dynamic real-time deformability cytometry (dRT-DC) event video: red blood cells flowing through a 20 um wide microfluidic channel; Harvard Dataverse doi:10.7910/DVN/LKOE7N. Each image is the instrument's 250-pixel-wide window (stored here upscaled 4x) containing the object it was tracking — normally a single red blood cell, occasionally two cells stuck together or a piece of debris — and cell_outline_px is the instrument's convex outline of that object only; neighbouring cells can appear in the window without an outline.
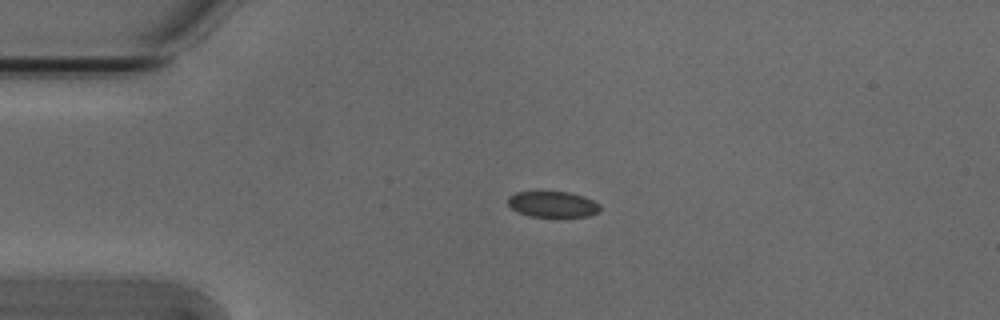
{"species": "Egyptian fruit bat (a non-hibernating species)", "species_latin": "Rousettus aegyptiacus", "temperature_condition": "cold", "stored_images_in_passage": 7, "camera_frame_rate_fps": 3000, "um_per_image_px": 0.085, "animal": {"sex": "male"}, "frame": {"image": 1, "passage_image": 2, "time_ms": 0.333, "image_size_px": [1000, 320], "cell_outline_px": [[600, 208], [596, 212], [588, 216], [528, 216], [512, 208], [508, 204], [508, 196], [516, 192], [568, 192], [584, 196], [600, 204]], "centroid_in_image_um": [46.97, 17.35], "position_along_channel_um": 38.0, "area_um2": 13.64}}
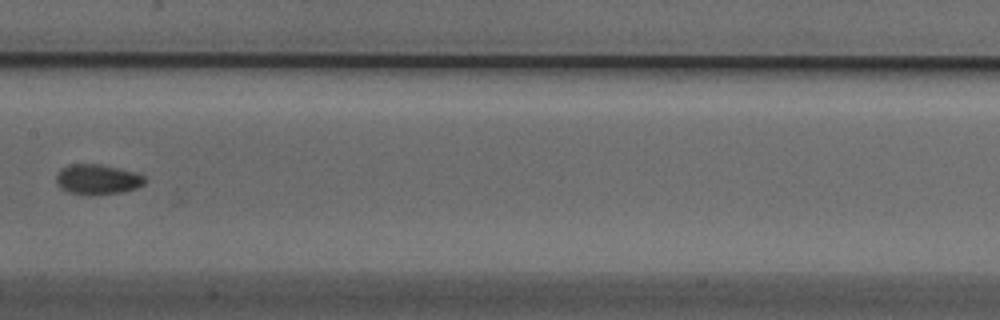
{"frame": {"image": 2, "passage_image": 6, "time_ms": 1.667, "image_size_px": [1000, 320], "cell_outline_px": [[148, 180], [144, 184], [136, 188], [124, 192], [72, 192], [60, 188], [56, 180], [56, 176], [60, 168], [68, 164], [100, 164], [120, 168], [136, 172], [144, 176]], "centroid_in_image_um": [8.32, 15.19], "position_along_channel_um": 199.1, "area_um2": 15.09}}
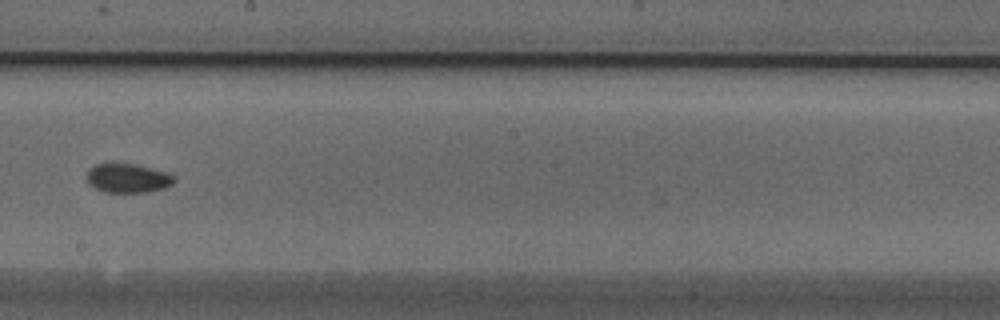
{"frame": {"image": 3, "passage_image": 7, "time_ms": 2.0, "image_size_px": [1000, 320], "cell_outline_px": [[176, 180], [172, 184], [164, 188], [144, 192], [104, 192], [88, 184], [88, 168], [96, 164], [112, 160], [136, 164], [164, 172], [176, 176]], "centroid_in_image_um": [10.82, 15.1], "position_along_channel_um": 237.4, "area_um2": 15.2}}